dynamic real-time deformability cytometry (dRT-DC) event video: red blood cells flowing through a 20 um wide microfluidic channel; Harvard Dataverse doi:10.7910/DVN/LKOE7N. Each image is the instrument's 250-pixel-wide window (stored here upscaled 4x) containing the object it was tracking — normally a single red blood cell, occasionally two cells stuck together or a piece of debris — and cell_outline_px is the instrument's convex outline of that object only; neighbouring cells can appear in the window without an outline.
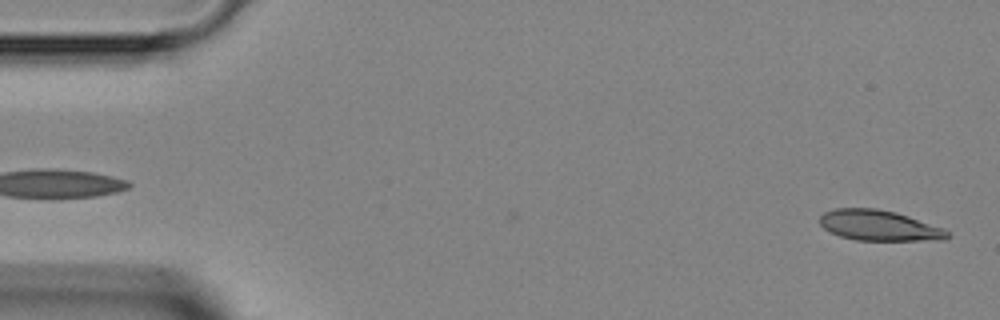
{"species": "Egyptian fruit bat (a non-hibernating species)", "species_latin": "Rousettus aegyptiacus", "temperature_condition": "room temperature", "stored_images_in_passage": 10, "camera_frame_rate_fps": 3000, "um_per_image_px": 0.085, "animal": {"sex": "female"}, "frame": {"image": 1, "passage_image": 1, "time_ms": 0.0, "image_size_px": [1000, 320], "cell_outline_px": [[952, 236], [944, 240], [856, 240], [840, 236], [824, 228], [820, 224], [820, 216], [824, 212], [836, 208], [876, 208], [896, 212], [944, 228]], "centroid_in_image_um": [74.75, 19.16], "position_along_channel_um": 10.3, "area_um2": 22.66}}